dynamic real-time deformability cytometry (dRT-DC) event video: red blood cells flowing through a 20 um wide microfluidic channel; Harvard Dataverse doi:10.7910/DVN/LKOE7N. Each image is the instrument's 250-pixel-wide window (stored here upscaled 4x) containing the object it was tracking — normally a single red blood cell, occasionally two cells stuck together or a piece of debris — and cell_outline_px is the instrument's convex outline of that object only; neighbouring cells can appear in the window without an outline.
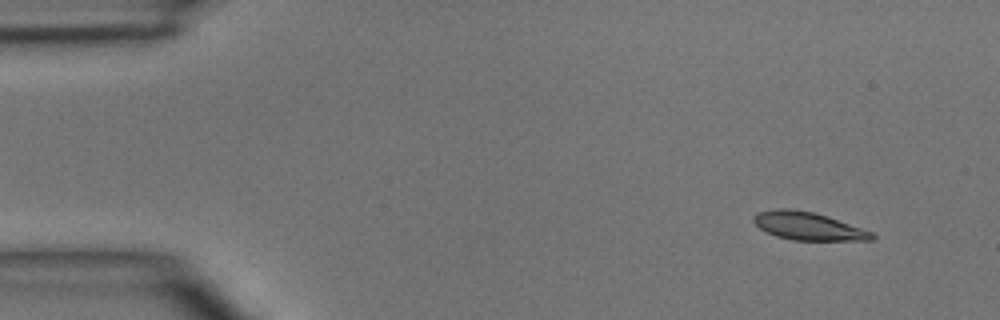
{"species": "common noctule bat (a hibernating species)", "species_latin": "Nyctalus noctula", "temperature_condition": "room temperature", "stored_images_in_passage": 4, "camera_frame_rate_fps": 3000, "um_per_image_px": 0.085, "animal": {"sex": "male", "body_mass_g": 15.6}, "frame": {"image": 1, "passage_image": 1, "time_ms": 0.0, "image_size_px": [1000, 320], "cell_outline_px": [[876, 236], [872, 240], [792, 240], [776, 236], [760, 228], [752, 220], [752, 216], [756, 212], [772, 208], [788, 208], [812, 212], [828, 216], [872, 232]], "centroid_in_image_um": [68.64, 19.2], "position_along_channel_um": 16.4, "area_um2": 19.25}}